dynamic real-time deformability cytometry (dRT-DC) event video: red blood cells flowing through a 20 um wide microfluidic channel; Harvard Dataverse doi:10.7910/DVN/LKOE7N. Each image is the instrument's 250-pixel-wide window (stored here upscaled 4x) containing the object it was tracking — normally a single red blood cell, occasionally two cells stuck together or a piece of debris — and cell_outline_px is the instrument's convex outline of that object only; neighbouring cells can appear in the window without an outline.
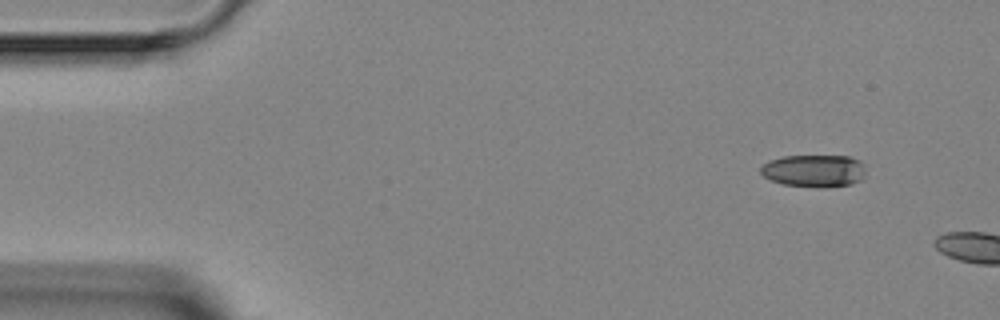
{"species": "Egyptian fruit bat (a non-hibernating species)", "species_latin": "Rousettus aegyptiacus", "temperature_condition": "room temperature", "stored_images_in_passage": 5, "camera_frame_rate_fps": 3000, "um_per_image_px": 0.085, "animal": {"sex": "female"}, "frame": {"image": 1, "passage_image": 5, "time_ms": 4.667, "image_size_px": [1000, 320], "cell_outline_px": [[864, 172], [860, 180], [852, 184], [784, 184], [772, 180], [764, 176], [760, 172], [760, 168], [768, 160], [784, 156], [848, 156], [860, 160], [864, 164]], "centroid_in_image_um": [69.18, 14.45], "position_along_channel_um": 15.8, "area_um2": 18.84}}